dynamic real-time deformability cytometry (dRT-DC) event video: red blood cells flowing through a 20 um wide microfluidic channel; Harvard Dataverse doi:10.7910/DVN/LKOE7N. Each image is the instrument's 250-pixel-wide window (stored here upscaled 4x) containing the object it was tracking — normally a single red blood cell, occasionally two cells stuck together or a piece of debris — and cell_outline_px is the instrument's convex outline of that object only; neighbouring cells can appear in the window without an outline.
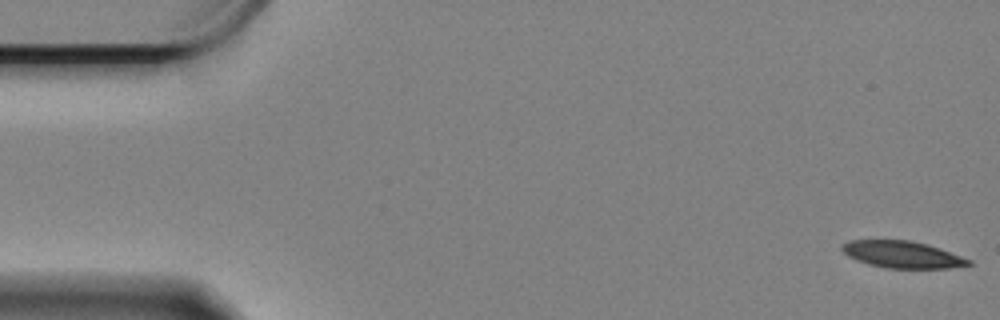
{"species": "Egyptian fruit bat (a non-hibernating species)", "species_latin": "Rousettus aegyptiacus", "temperature_condition": "cold", "stored_images_in_passage": 16, "camera_frame_rate_fps": 3000, "um_per_image_px": 0.085, "animal": {"sex": "female"}, "frame": {"image": 1, "passage_image": 1, "time_ms": 0.0, "image_size_px": [1000, 320], "cell_outline_px": [[972, 264], [948, 268], [884, 268], [868, 264], [856, 260], [848, 256], [840, 248], [848, 240], [908, 240], [928, 244], [940, 248], [972, 260]], "centroid_in_image_um": [76.69, 21.63], "position_along_channel_um": 8.3, "area_um2": 19.83}}